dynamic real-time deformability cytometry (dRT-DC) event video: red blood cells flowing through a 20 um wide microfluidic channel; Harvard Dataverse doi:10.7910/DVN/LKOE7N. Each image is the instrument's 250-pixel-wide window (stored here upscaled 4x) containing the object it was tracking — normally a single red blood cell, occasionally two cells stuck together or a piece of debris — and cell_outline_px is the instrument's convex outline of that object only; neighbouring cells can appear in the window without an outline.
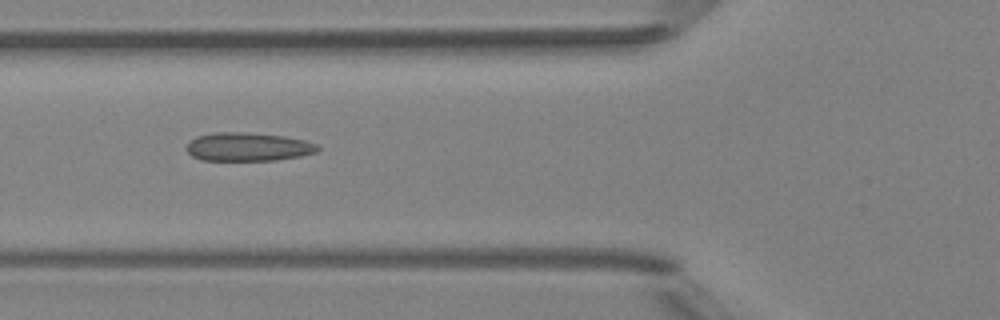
{"species": "Egyptian fruit bat (a non-hibernating species)", "species_latin": "Rousettus aegyptiacus", "temperature_condition": "room temperature", "stored_images_in_passage": 6, "camera_frame_rate_fps": 3000, "um_per_image_px": 0.085, "animal": {"sex": "female"}, "frame": {"image": 1, "passage_image": 6, "time_ms": 5.667, "image_size_px": [1000, 320], "cell_outline_px": [[320, 148], [316, 152], [300, 156], [276, 160], [200, 160], [192, 156], [184, 148], [188, 140], [196, 136], [212, 132], [244, 132], [284, 136], [304, 140], [316, 144]], "centroid_in_image_um": [21.01, 12.47], "position_along_channel_um": 104.8, "area_um2": 21.96}}